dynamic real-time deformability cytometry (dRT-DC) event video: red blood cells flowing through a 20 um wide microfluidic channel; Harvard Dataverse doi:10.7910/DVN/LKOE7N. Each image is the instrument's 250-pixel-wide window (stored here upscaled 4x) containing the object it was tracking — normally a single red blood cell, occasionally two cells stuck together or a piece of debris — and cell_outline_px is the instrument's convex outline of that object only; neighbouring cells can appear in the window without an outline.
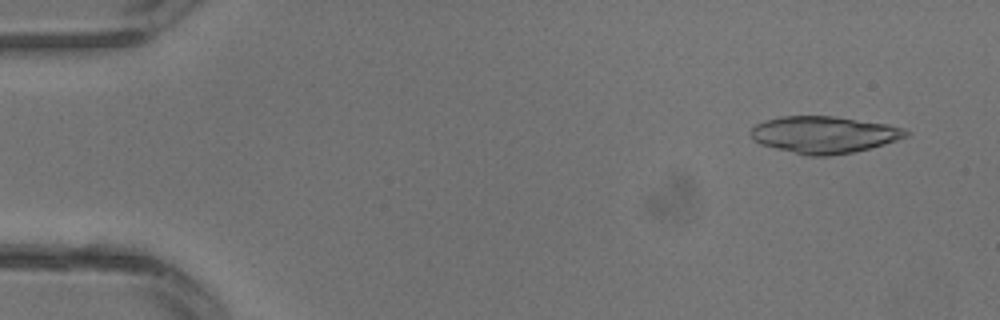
{"species": "common noctule bat (a hibernating species)", "species_latin": "Nyctalus noctula", "temperature_condition": "warm", "stored_images_in_passage": 4, "camera_frame_rate_fps": 3000, "um_per_image_px": 0.085, "animal": {"sex": "male", "body_mass_g": 13.3}, "frame": {"image": 1, "passage_image": 1, "time_ms": 0.0, "image_size_px": [1000, 320], "cell_outline_px": [[912, 132], [908, 136], [884, 144], [852, 152], [828, 156], [808, 156], [760, 144], [752, 140], [748, 132], [756, 124], [768, 120], [784, 116], [832, 116], [888, 124], [904, 128]], "centroid_in_image_um": [70.04, 11.45], "position_along_channel_um": 15.0, "area_um2": 33.29}}
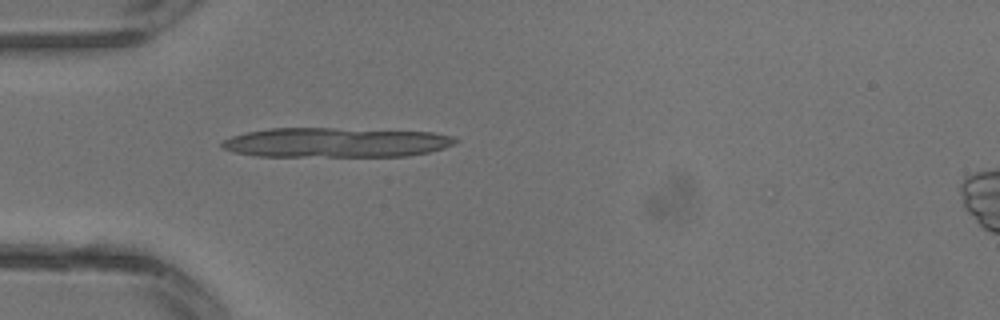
{"frame": {"image": 2, "passage_image": 3, "time_ms": 0.667, "image_size_px": [1000, 320], "cell_outline_px": [[460, 140], [444, 148], [428, 152], [408, 156], [256, 156], [232, 152], [220, 148], [220, 144], [224, 140], [232, 136], [248, 132], [268, 128], [332, 128], [432, 132], [452, 136]], "centroid_in_image_um": [28.51, 12.11], "position_along_channel_um": 56.5, "area_um2": 40.46}}